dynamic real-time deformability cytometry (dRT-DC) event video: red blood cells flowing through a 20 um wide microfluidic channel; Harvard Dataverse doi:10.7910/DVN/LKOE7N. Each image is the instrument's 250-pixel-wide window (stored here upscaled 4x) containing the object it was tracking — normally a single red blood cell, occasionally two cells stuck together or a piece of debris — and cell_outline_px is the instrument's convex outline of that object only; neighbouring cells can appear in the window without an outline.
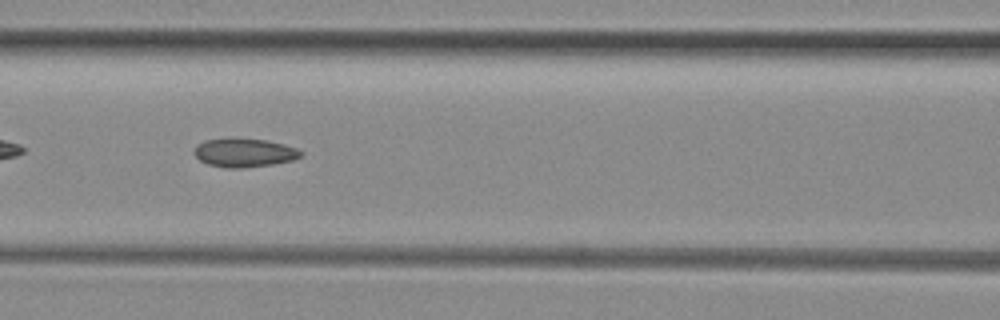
{"species": "common noctule bat (a hibernating species)", "species_latin": "Nyctalus noctula", "temperature_condition": "room temperature", "stored_images_in_passage": 40, "camera_frame_rate_fps": 3000, "um_per_image_px": 0.085, "animal": {"sex": "female", "body_mass_g": 29.2, "forearm_length_mm": 56.3}, "frame": {"image": 1, "passage_image": 17, "time_ms": 5.333, "image_size_px": [1000, 320], "cell_outline_px": [[304, 152], [300, 156], [292, 160], [272, 164], [244, 168], [224, 168], [208, 164], [200, 160], [192, 152], [196, 144], [204, 140], [232, 136], [268, 140], [284, 144], [296, 148]], "centroid_in_image_um": [20.71, 12.94], "position_along_channel_um": 145.9, "area_um2": 18.38}}
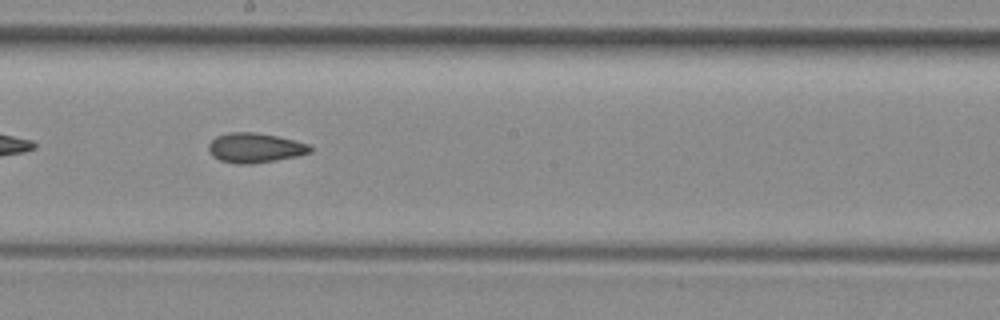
{"frame": {"image": 2, "passage_image": 23, "time_ms": 7.333, "image_size_px": [1000, 320], "cell_outline_px": [[312, 152], [296, 156], [276, 160], [252, 164], [236, 164], [220, 160], [212, 156], [208, 148], [208, 144], [216, 136], [228, 132], [256, 132], [276, 136], [312, 144]], "centroid_in_image_um": [21.68, 12.56], "position_along_channel_um": 226.5, "area_um2": 17.74}, "authors_computed_cell_mechanics": {"area_um2": 17.4845, "velocity_mm_per_s": 4.0433, "shape_relaxation_time_tau1_ms": null, "shape_relaxation_time_tau2_ms": 6.4101, "deformation_change_tau1": null, "deformation_change_tau2": 0.1484}}